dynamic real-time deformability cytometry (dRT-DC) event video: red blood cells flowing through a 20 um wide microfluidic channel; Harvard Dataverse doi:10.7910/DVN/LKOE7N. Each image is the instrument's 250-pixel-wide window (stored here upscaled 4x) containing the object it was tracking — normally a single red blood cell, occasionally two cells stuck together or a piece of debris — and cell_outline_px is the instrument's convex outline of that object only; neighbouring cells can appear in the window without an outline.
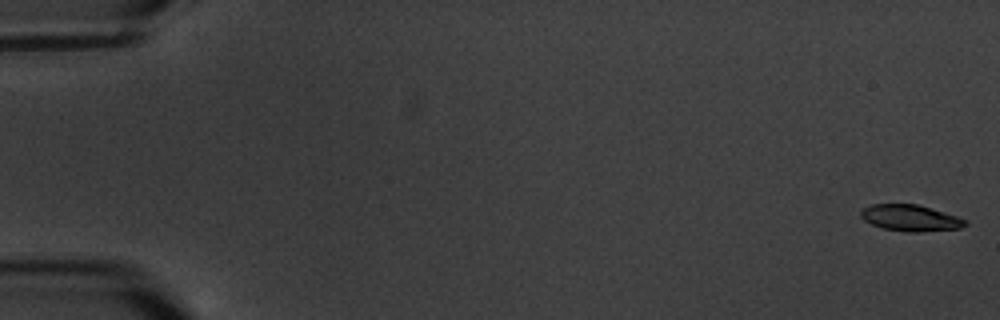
{"species": "common noctule bat (a hibernating species)", "species_latin": "Nyctalus noctula", "temperature_condition": "warm", "stored_images_in_passage": 6, "camera_frame_rate_fps": 3000, "um_per_image_px": 0.085, "animal": {"sex": "male", "body_mass_g": 20.1, "forearm_length_mm": 53.5}, "frame": {"image": 1, "passage_image": 1, "time_ms": 0.0, "image_size_px": [1000, 320], "cell_outline_px": [[968, 224], [960, 228], [920, 232], [904, 232], [880, 228], [864, 220], [860, 216], [860, 212], [864, 208], [872, 204], [916, 204], [944, 212], [968, 220]], "centroid_in_image_um": [77.38, 18.54], "position_along_channel_um": 7.6, "area_um2": 16.07}}
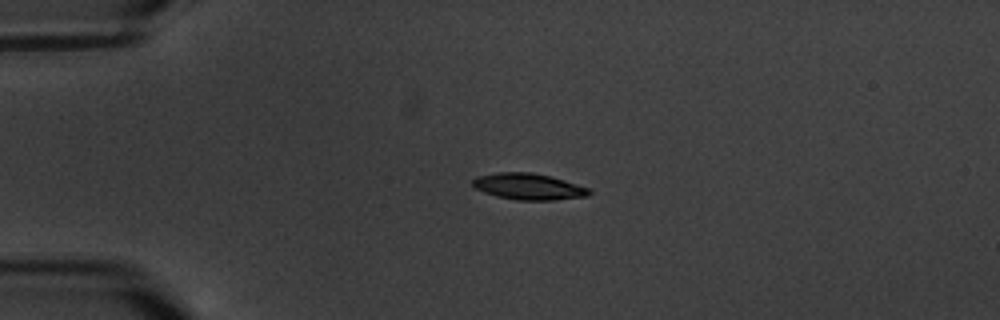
{"frame": {"image": 2, "passage_image": 5, "time_ms": 4.667, "image_size_px": [1000, 320], "cell_outline_px": [[592, 192], [588, 196], [552, 200], [516, 200], [496, 196], [484, 192], [476, 188], [472, 184], [472, 180], [476, 176], [496, 172], [532, 172], [552, 176], [588, 188]], "centroid_in_image_um": [44.9, 15.85], "position_along_channel_um": 40.1, "area_um2": 17.92}}